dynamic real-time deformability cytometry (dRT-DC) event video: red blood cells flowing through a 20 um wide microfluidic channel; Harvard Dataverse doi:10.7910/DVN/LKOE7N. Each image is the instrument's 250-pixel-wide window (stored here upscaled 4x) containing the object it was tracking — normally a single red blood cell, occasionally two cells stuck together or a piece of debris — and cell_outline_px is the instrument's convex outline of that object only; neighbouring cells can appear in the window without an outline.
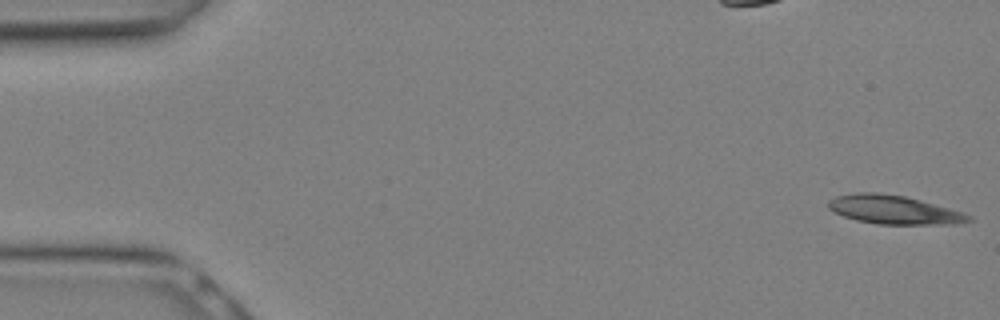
{"species": "Egyptian fruit bat (a non-hibernating species)", "species_latin": "Rousettus aegyptiacus", "temperature_condition": "warm", "stored_images_in_passage": 12, "camera_frame_rate_fps": 3000, "um_per_image_px": 0.085, "animal": {"sex": "female"}, "frame": {"image": 1, "passage_image": 1, "time_ms": 0.0, "image_size_px": [1000, 320], "cell_outline_px": [[972, 220], [956, 224], [876, 224], [856, 220], [832, 212], [828, 208], [828, 200], [836, 196], [856, 192], [876, 192], [904, 196], [920, 200], [964, 212], [972, 216]], "centroid_in_image_um": [75.96, 17.83], "position_along_channel_um": 9.0, "area_um2": 23.52}}
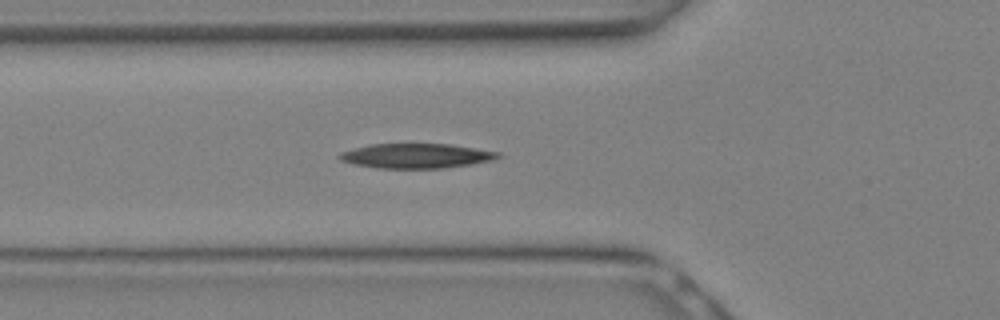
{"frame": {"image": 2, "passage_image": 10, "time_ms": 3.0, "image_size_px": [1000, 320], "cell_outline_px": [[500, 156], [492, 160], [472, 164], [444, 168], [376, 168], [352, 164], [340, 160], [336, 156], [340, 152], [372, 144], [448, 144], [500, 152]], "centroid_in_image_um": [35.34, 13.25], "position_along_channel_um": 90.5, "area_um2": 22.72}}
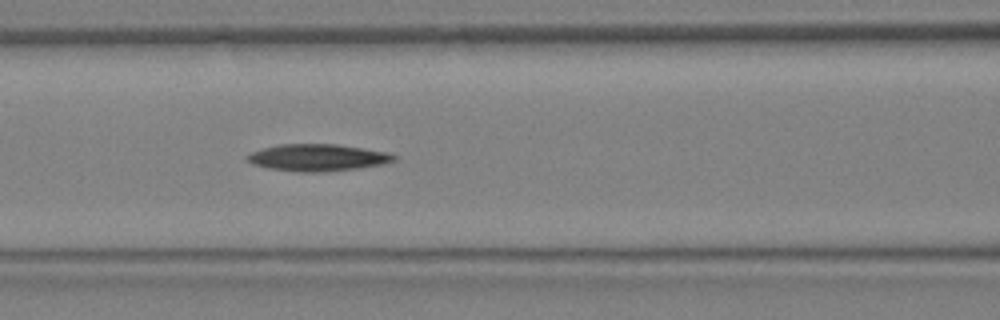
{"frame": {"image": 3, "passage_image": 12, "time_ms": 3.667, "image_size_px": [1000, 320], "cell_outline_px": [[400, 156], [396, 160], [388, 164], [356, 168], [320, 172], [300, 172], [268, 168], [252, 164], [244, 160], [244, 156], [252, 152], [264, 148], [280, 144], [336, 144], [392, 152]], "centroid_in_image_um": [27.06, 13.39], "position_along_channel_um": 139.5, "area_um2": 23.41}}